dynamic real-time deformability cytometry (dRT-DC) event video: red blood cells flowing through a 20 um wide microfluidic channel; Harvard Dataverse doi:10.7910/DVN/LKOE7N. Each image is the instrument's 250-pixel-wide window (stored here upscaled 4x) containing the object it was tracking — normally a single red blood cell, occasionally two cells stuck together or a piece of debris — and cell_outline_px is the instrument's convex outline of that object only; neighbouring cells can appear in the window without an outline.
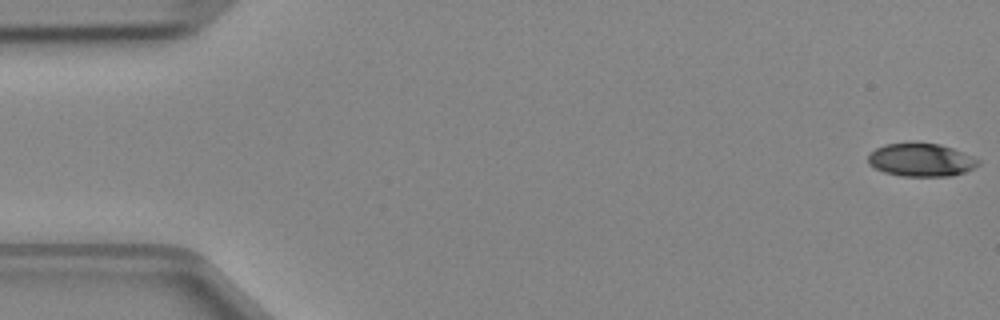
{"species": "Egyptian fruit bat (a non-hibernating species)", "species_latin": "Rousettus aegyptiacus", "temperature_condition": "cold", "stored_images_in_passage": 48, "camera_frame_rate_fps": 3000, "um_per_image_px": 0.085, "animal": {"sex": "female"}, "frame": {"image": 1, "passage_image": 1, "time_ms": 0.0, "image_size_px": [1000, 320], "cell_outline_px": [[980, 164], [964, 172], [952, 176], [900, 176], [884, 172], [868, 164], [868, 156], [876, 148], [884, 144], [940, 144], [952, 148], [980, 160]], "centroid_in_image_um": [78.28, 13.61], "position_along_channel_um": 6.7, "area_um2": 20.87}}
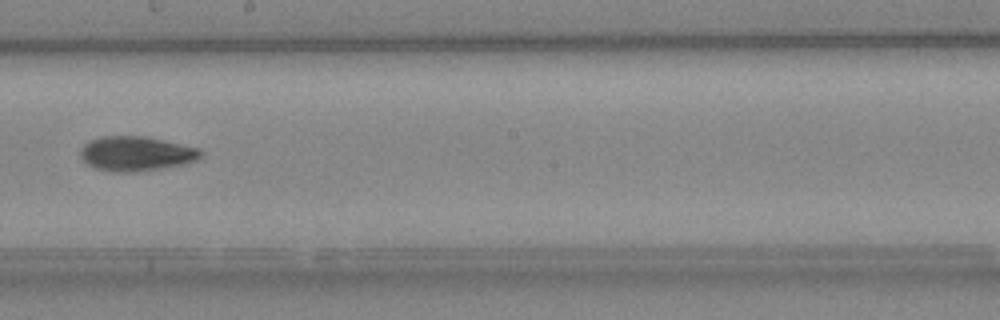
{"frame": {"image": 2, "passage_image": 27, "time_ms": 8.667, "image_size_px": [1000, 320], "cell_outline_px": [[204, 152], [196, 160], [184, 164], [160, 168], [128, 172], [112, 172], [96, 168], [88, 164], [80, 156], [80, 148], [88, 140], [100, 136], [144, 136], [200, 148]], "centroid_in_image_um": [11.55, 13.04], "position_along_channel_um": 236.7, "area_um2": 24.22}}
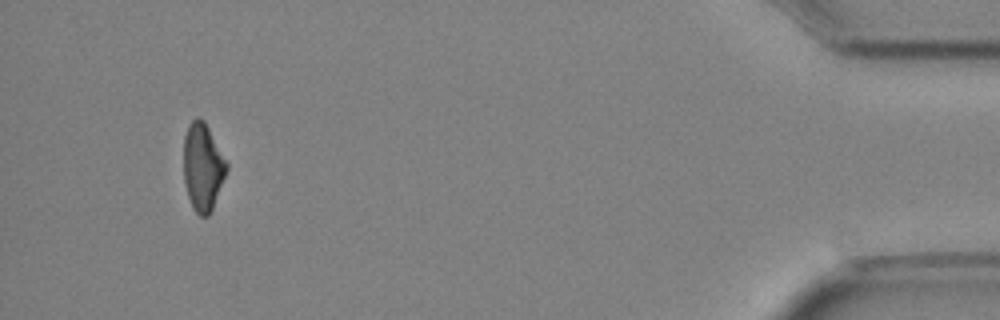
{"frame": {"image": 3, "passage_image": 45, "time_ms": 14.667, "image_size_px": [1000, 320], "cell_outline_px": [[228, 168], [212, 208], [208, 216], [200, 216], [192, 208], [184, 184], [184, 136], [188, 124], [196, 116], [204, 120], [228, 164]], "centroid_in_image_um": [17.21, 14.17], "position_along_channel_um": 418.0, "area_um2": 21.79}}